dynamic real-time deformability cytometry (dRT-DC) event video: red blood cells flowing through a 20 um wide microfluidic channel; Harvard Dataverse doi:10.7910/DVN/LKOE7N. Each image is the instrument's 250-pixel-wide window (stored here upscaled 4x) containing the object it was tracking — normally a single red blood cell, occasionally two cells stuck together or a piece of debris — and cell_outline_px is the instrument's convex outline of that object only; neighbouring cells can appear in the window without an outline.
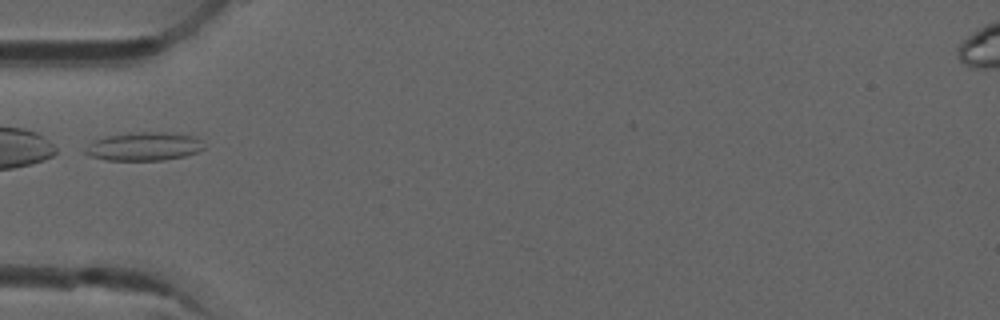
{"species": "common noctule bat (a hibernating species)", "species_latin": "Nyctalus noctula", "temperature_condition": "room temperature", "stored_images_in_passage": 2, "camera_frame_rate_fps": 3000, "um_per_image_px": 0.085, "animal": {"sex": "male", "forearm_length_mm": 52.5}, "frame": {"image": 1, "passage_image": 1, "time_ms": 0.0, "image_size_px": [1000, 320], "cell_outline_px": [[204, 148], [200, 152], [184, 156], [164, 160], [104, 160], [88, 156], [84, 152], [88, 144], [96, 140], [108, 136], [140, 132], [168, 132], [192, 136], [200, 140]], "centroid_in_image_um": [12.24, 12.46], "position_along_channel_um": 72.8, "area_um2": 19.54}}